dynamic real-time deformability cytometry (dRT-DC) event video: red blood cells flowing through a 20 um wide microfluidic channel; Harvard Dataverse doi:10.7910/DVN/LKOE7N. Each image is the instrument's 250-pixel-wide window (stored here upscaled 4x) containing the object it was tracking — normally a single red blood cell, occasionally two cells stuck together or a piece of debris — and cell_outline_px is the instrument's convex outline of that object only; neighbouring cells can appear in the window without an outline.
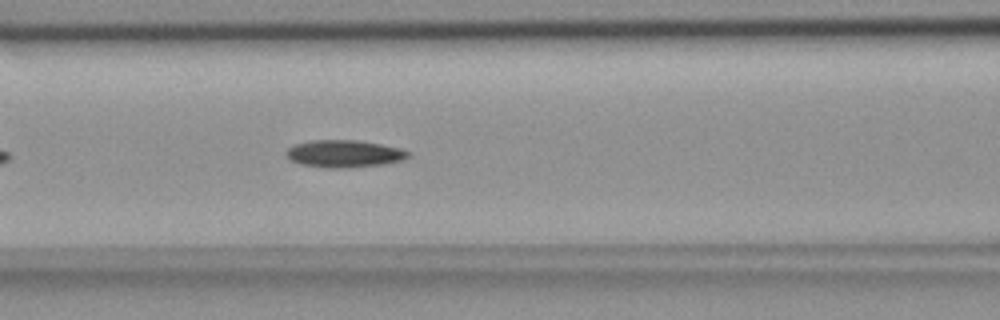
{"species": "common noctule bat (a hibernating species)", "species_latin": "Nyctalus noctula", "temperature_condition": "room temperature", "stored_images_in_passage": 13, "camera_frame_rate_fps": 3000, "um_per_image_px": 0.085, "animal": {"sex": "female", "body_mass_g": 18.4}, "frame": {"image": 1, "passage_image": 10, "time_ms": 3.0, "image_size_px": [1000, 320], "cell_outline_px": [[412, 156], [404, 160], [384, 164], [352, 168], [324, 168], [300, 164], [284, 156], [284, 152], [288, 148], [296, 144], [312, 140], [356, 140], [380, 144], [400, 148], [412, 152]], "centroid_in_image_um": [29.29, 13.08], "position_along_channel_um": 137.3, "area_um2": 19.77}}